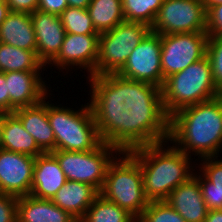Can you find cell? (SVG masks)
<instances>
[{"instance_id":"60d3db41","label":"cell","mask_w":222,"mask_h":222,"mask_svg":"<svg viewBox=\"0 0 222 222\" xmlns=\"http://www.w3.org/2000/svg\"><path fill=\"white\" fill-rule=\"evenodd\" d=\"M5 114H6L5 112L0 111V141H1L2 127L4 124V115Z\"/></svg>"},{"instance_id":"603a6c76","label":"cell","mask_w":222,"mask_h":222,"mask_svg":"<svg viewBox=\"0 0 222 222\" xmlns=\"http://www.w3.org/2000/svg\"><path fill=\"white\" fill-rule=\"evenodd\" d=\"M218 157L201 159L200 166L198 165L201 173L193 174L200 184L204 202L209 210L222 209V159Z\"/></svg>"},{"instance_id":"44dd1931","label":"cell","mask_w":222,"mask_h":222,"mask_svg":"<svg viewBox=\"0 0 222 222\" xmlns=\"http://www.w3.org/2000/svg\"><path fill=\"white\" fill-rule=\"evenodd\" d=\"M99 194L90 184L67 180L51 200L79 221Z\"/></svg>"},{"instance_id":"8992f818","label":"cell","mask_w":222,"mask_h":222,"mask_svg":"<svg viewBox=\"0 0 222 222\" xmlns=\"http://www.w3.org/2000/svg\"><path fill=\"white\" fill-rule=\"evenodd\" d=\"M49 102L48 119L55 135V150L91 151L102 142L89 102L79 110Z\"/></svg>"},{"instance_id":"f1b7e54d","label":"cell","mask_w":222,"mask_h":222,"mask_svg":"<svg viewBox=\"0 0 222 222\" xmlns=\"http://www.w3.org/2000/svg\"><path fill=\"white\" fill-rule=\"evenodd\" d=\"M66 33L78 35H100L86 9L68 6L60 15Z\"/></svg>"},{"instance_id":"2e32d148","label":"cell","mask_w":222,"mask_h":222,"mask_svg":"<svg viewBox=\"0 0 222 222\" xmlns=\"http://www.w3.org/2000/svg\"><path fill=\"white\" fill-rule=\"evenodd\" d=\"M39 60L47 67L61 50L65 37L60 16L36 10L31 13Z\"/></svg>"},{"instance_id":"d6a6232c","label":"cell","mask_w":222,"mask_h":222,"mask_svg":"<svg viewBox=\"0 0 222 222\" xmlns=\"http://www.w3.org/2000/svg\"><path fill=\"white\" fill-rule=\"evenodd\" d=\"M209 36H222V4L207 10V28Z\"/></svg>"},{"instance_id":"74e56055","label":"cell","mask_w":222,"mask_h":222,"mask_svg":"<svg viewBox=\"0 0 222 222\" xmlns=\"http://www.w3.org/2000/svg\"><path fill=\"white\" fill-rule=\"evenodd\" d=\"M91 0H67L68 6L86 9Z\"/></svg>"},{"instance_id":"3957f363","label":"cell","mask_w":222,"mask_h":222,"mask_svg":"<svg viewBox=\"0 0 222 222\" xmlns=\"http://www.w3.org/2000/svg\"><path fill=\"white\" fill-rule=\"evenodd\" d=\"M170 145L168 140L129 152L139 162L144 192L149 202L165 201L172 190L194 174L192 157Z\"/></svg>"},{"instance_id":"277c9868","label":"cell","mask_w":222,"mask_h":222,"mask_svg":"<svg viewBox=\"0 0 222 222\" xmlns=\"http://www.w3.org/2000/svg\"><path fill=\"white\" fill-rule=\"evenodd\" d=\"M161 93L163 106L169 117L184 107L221 95L215 86L207 56L166 78Z\"/></svg>"},{"instance_id":"d4e9b609","label":"cell","mask_w":222,"mask_h":222,"mask_svg":"<svg viewBox=\"0 0 222 222\" xmlns=\"http://www.w3.org/2000/svg\"><path fill=\"white\" fill-rule=\"evenodd\" d=\"M45 69V65L37 56V51H28L0 42V71L2 73L43 72Z\"/></svg>"},{"instance_id":"4fadbf2b","label":"cell","mask_w":222,"mask_h":222,"mask_svg":"<svg viewBox=\"0 0 222 222\" xmlns=\"http://www.w3.org/2000/svg\"><path fill=\"white\" fill-rule=\"evenodd\" d=\"M99 35H78L66 33L62 47L56 58L48 65L63 72L69 68L87 69L88 76H96Z\"/></svg>"},{"instance_id":"8fae6325","label":"cell","mask_w":222,"mask_h":222,"mask_svg":"<svg viewBox=\"0 0 222 222\" xmlns=\"http://www.w3.org/2000/svg\"><path fill=\"white\" fill-rule=\"evenodd\" d=\"M207 32L160 35L163 79L186 69L207 53Z\"/></svg>"},{"instance_id":"52a82bcc","label":"cell","mask_w":222,"mask_h":222,"mask_svg":"<svg viewBox=\"0 0 222 222\" xmlns=\"http://www.w3.org/2000/svg\"><path fill=\"white\" fill-rule=\"evenodd\" d=\"M90 107L102 142L120 151V117L125 111L117 73L90 76Z\"/></svg>"},{"instance_id":"d590c367","label":"cell","mask_w":222,"mask_h":222,"mask_svg":"<svg viewBox=\"0 0 222 222\" xmlns=\"http://www.w3.org/2000/svg\"><path fill=\"white\" fill-rule=\"evenodd\" d=\"M0 111L9 113V94H7V83L5 74L0 73Z\"/></svg>"},{"instance_id":"ffe728a7","label":"cell","mask_w":222,"mask_h":222,"mask_svg":"<svg viewBox=\"0 0 222 222\" xmlns=\"http://www.w3.org/2000/svg\"><path fill=\"white\" fill-rule=\"evenodd\" d=\"M17 222H78L68 211L62 210L52 200L31 195L18 197Z\"/></svg>"},{"instance_id":"4316f807","label":"cell","mask_w":222,"mask_h":222,"mask_svg":"<svg viewBox=\"0 0 222 222\" xmlns=\"http://www.w3.org/2000/svg\"><path fill=\"white\" fill-rule=\"evenodd\" d=\"M78 222H137V219L99 194Z\"/></svg>"},{"instance_id":"1f68e13d","label":"cell","mask_w":222,"mask_h":222,"mask_svg":"<svg viewBox=\"0 0 222 222\" xmlns=\"http://www.w3.org/2000/svg\"><path fill=\"white\" fill-rule=\"evenodd\" d=\"M18 197L0 194V222H17Z\"/></svg>"},{"instance_id":"d6986e66","label":"cell","mask_w":222,"mask_h":222,"mask_svg":"<svg viewBox=\"0 0 222 222\" xmlns=\"http://www.w3.org/2000/svg\"><path fill=\"white\" fill-rule=\"evenodd\" d=\"M47 99L48 96L35 105L21 107L13 112L44 153L55 151V135L48 119Z\"/></svg>"},{"instance_id":"484cf974","label":"cell","mask_w":222,"mask_h":222,"mask_svg":"<svg viewBox=\"0 0 222 222\" xmlns=\"http://www.w3.org/2000/svg\"><path fill=\"white\" fill-rule=\"evenodd\" d=\"M87 10L99 34L125 21L122 0H91Z\"/></svg>"},{"instance_id":"e575fe53","label":"cell","mask_w":222,"mask_h":222,"mask_svg":"<svg viewBox=\"0 0 222 222\" xmlns=\"http://www.w3.org/2000/svg\"><path fill=\"white\" fill-rule=\"evenodd\" d=\"M67 7V0H39L38 10L60 16Z\"/></svg>"},{"instance_id":"cb8c5ba5","label":"cell","mask_w":222,"mask_h":222,"mask_svg":"<svg viewBox=\"0 0 222 222\" xmlns=\"http://www.w3.org/2000/svg\"><path fill=\"white\" fill-rule=\"evenodd\" d=\"M0 148L35 158L44 153L14 113L4 115Z\"/></svg>"},{"instance_id":"6da1fadb","label":"cell","mask_w":222,"mask_h":222,"mask_svg":"<svg viewBox=\"0 0 222 222\" xmlns=\"http://www.w3.org/2000/svg\"><path fill=\"white\" fill-rule=\"evenodd\" d=\"M125 111L120 117V152H130L169 139V120L161 88L120 76Z\"/></svg>"},{"instance_id":"7c38bea8","label":"cell","mask_w":222,"mask_h":222,"mask_svg":"<svg viewBox=\"0 0 222 222\" xmlns=\"http://www.w3.org/2000/svg\"><path fill=\"white\" fill-rule=\"evenodd\" d=\"M160 34L150 31L132 51L124 66L117 72L123 78L146 82L162 88Z\"/></svg>"},{"instance_id":"8d00e7d4","label":"cell","mask_w":222,"mask_h":222,"mask_svg":"<svg viewBox=\"0 0 222 222\" xmlns=\"http://www.w3.org/2000/svg\"><path fill=\"white\" fill-rule=\"evenodd\" d=\"M205 222H222V209L209 210Z\"/></svg>"},{"instance_id":"83f0119b","label":"cell","mask_w":222,"mask_h":222,"mask_svg":"<svg viewBox=\"0 0 222 222\" xmlns=\"http://www.w3.org/2000/svg\"><path fill=\"white\" fill-rule=\"evenodd\" d=\"M163 2L164 0H122L124 18L151 27Z\"/></svg>"},{"instance_id":"ba28073f","label":"cell","mask_w":222,"mask_h":222,"mask_svg":"<svg viewBox=\"0 0 222 222\" xmlns=\"http://www.w3.org/2000/svg\"><path fill=\"white\" fill-rule=\"evenodd\" d=\"M150 31L151 27L147 24L125 20L112 30L101 33L96 76L117 73Z\"/></svg>"},{"instance_id":"4dcf8cb0","label":"cell","mask_w":222,"mask_h":222,"mask_svg":"<svg viewBox=\"0 0 222 222\" xmlns=\"http://www.w3.org/2000/svg\"><path fill=\"white\" fill-rule=\"evenodd\" d=\"M207 58L217 90L222 93V36H208Z\"/></svg>"},{"instance_id":"f546056e","label":"cell","mask_w":222,"mask_h":222,"mask_svg":"<svg viewBox=\"0 0 222 222\" xmlns=\"http://www.w3.org/2000/svg\"><path fill=\"white\" fill-rule=\"evenodd\" d=\"M137 222H186L166 201H151Z\"/></svg>"},{"instance_id":"f35d334b","label":"cell","mask_w":222,"mask_h":222,"mask_svg":"<svg viewBox=\"0 0 222 222\" xmlns=\"http://www.w3.org/2000/svg\"><path fill=\"white\" fill-rule=\"evenodd\" d=\"M9 12L10 10L5 0H0V25L6 19Z\"/></svg>"},{"instance_id":"9a60e30c","label":"cell","mask_w":222,"mask_h":222,"mask_svg":"<svg viewBox=\"0 0 222 222\" xmlns=\"http://www.w3.org/2000/svg\"><path fill=\"white\" fill-rule=\"evenodd\" d=\"M42 72H4L9 94V113L16 109L35 105L47 96H52L42 79Z\"/></svg>"},{"instance_id":"9c48e42d","label":"cell","mask_w":222,"mask_h":222,"mask_svg":"<svg viewBox=\"0 0 222 222\" xmlns=\"http://www.w3.org/2000/svg\"><path fill=\"white\" fill-rule=\"evenodd\" d=\"M60 164L67 180L90 184L101 191L107 169L120 151L105 142L94 150L78 152L55 150L51 152ZM114 153V154H113Z\"/></svg>"},{"instance_id":"5bb4252c","label":"cell","mask_w":222,"mask_h":222,"mask_svg":"<svg viewBox=\"0 0 222 222\" xmlns=\"http://www.w3.org/2000/svg\"><path fill=\"white\" fill-rule=\"evenodd\" d=\"M35 160L33 156L0 148V194L30 195Z\"/></svg>"},{"instance_id":"7402d4cb","label":"cell","mask_w":222,"mask_h":222,"mask_svg":"<svg viewBox=\"0 0 222 222\" xmlns=\"http://www.w3.org/2000/svg\"><path fill=\"white\" fill-rule=\"evenodd\" d=\"M0 42L28 51H36V35L31 15L10 11L0 25Z\"/></svg>"},{"instance_id":"836d02e7","label":"cell","mask_w":222,"mask_h":222,"mask_svg":"<svg viewBox=\"0 0 222 222\" xmlns=\"http://www.w3.org/2000/svg\"><path fill=\"white\" fill-rule=\"evenodd\" d=\"M12 12L33 13L38 10L39 0H5Z\"/></svg>"},{"instance_id":"30bf717a","label":"cell","mask_w":222,"mask_h":222,"mask_svg":"<svg viewBox=\"0 0 222 222\" xmlns=\"http://www.w3.org/2000/svg\"><path fill=\"white\" fill-rule=\"evenodd\" d=\"M207 11L200 0H164L151 31L160 35L206 32Z\"/></svg>"},{"instance_id":"5b68a950","label":"cell","mask_w":222,"mask_h":222,"mask_svg":"<svg viewBox=\"0 0 222 222\" xmlns=\"http://www.w3.org/2000/svg\"><path fill=\"white\" fill-rule=\"evenodd\" d=\"M100 195L136 219L143 213L149 200L144 192L139 162L129 152L118 153V158L115 155L107 169Z\"/></svg>"},{"instance_id":"e0dca14e","label":"cell","mask_w":222,"mask_h":222,"mask_svg":"<svg viewBox=\"0 0 222 222\" xmlns=\"http://www.w3.org/2000/svg\"><path fill=\"white\" fill-rule=\"evenodd\" d=\"M66 182L65 173L51 152H46L36 157L31 196L51 200Z\"/></svg>"},{"instance_id":"7a4b0ae2","label":"cell","mask_w":222,"mask_h":222,"mask_svg":"<svg viewBox=\"0 0 222 222\" xmlns=\"http://www.w3.org/2000/svg\"><path fill=\"white\" fill-rule=\"evenodd\" d=\"M168 140L190 157H217L222 152V97L176 111L170 116Z\"/></svg>"},{"instance_id":"ab89813d","label":"cell","mask_w":222,"mask_h":222,"mask_svg":"<svg viewBox=\"0 0 222 222\" xmlns=\"http://www.w3.org/2000/svg\"><path fill=\"white\" fill-rule=\"evenodd\" d=\"M201 2L204 4L206 11L213 6L222 4V0H202Z\"/></svg>"},{"instance_id":"ac0fdd59","label":"cell","mask_w":222,"mask_h":222,"mask_svg":"<svg viewBox=\"0 0 222 222\" xmlns=\"http://www.w3.org/2000/svg\"><path fill=\"white\" fill-rule=\"evenodd\" d=\"M165 201L186 222H205L209 209L204 202L200 184L194 176L172 190Z\"/></svg>"}]
</instances>
